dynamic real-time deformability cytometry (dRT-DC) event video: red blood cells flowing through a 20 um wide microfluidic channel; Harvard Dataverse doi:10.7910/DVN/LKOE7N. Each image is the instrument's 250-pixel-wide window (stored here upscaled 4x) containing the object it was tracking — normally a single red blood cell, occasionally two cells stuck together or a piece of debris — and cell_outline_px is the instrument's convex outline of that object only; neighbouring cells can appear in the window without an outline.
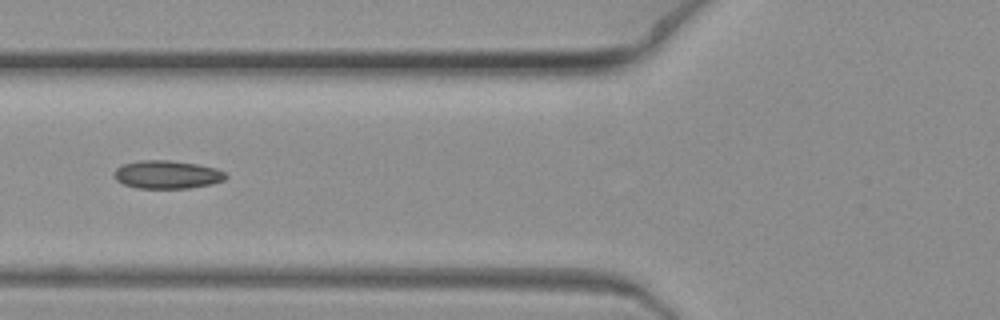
{"species": "common noctule bat (a hibernating species)", "species_latin": "Nyctalus noctula", "temperature_condition": "warm", "stored_images_in_passage": 7, "camera_frame_rate_fps": 3000, "um_per_image_px": 0.085, "animal": {"sex": "female", "body_mass_g": 19.3, "forearm_length_mm": 54.1}, "frame": {"image": 1, "passage_image": 3, "time_ms": 0.667, "image_size_px": [1000, 320], "cell_outline_px": [[228, 176], [224, 180], [212, 184], [188, 188], [136, 188], [124, 184], [116, 180], [112, 172], [116, 168], [124, 164], [140, 160], [168, 160], [196, 164], [216, 168], [224, 172]], "centroid_in_image_um": [14.19, 14.84], "position_along_channel_um": 111.6, "area_um2": 18.32}}
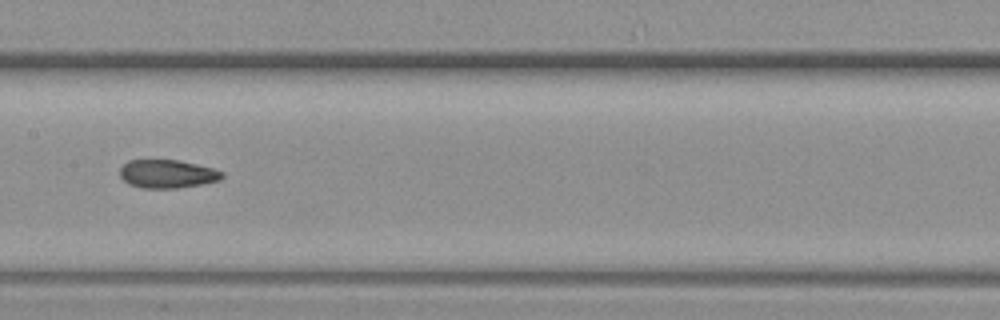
{"frame": {"image": 2, "passage_image": 5, "time_ms": 1.333, "image_size_px": [1000, 320], "cell_outline_px": [[224, 176], [220, 180], [200, 184], [176, 188], [140, 188], [128, 184], [120, 176], [120, 168], [128, 160], [176, 160], [196, 164], [212, 168], [224, 172]], "centroid_in_image_um": [14.2, 14.78], "position_along_channel_um": 193.2, "area_um2": 16.82}}
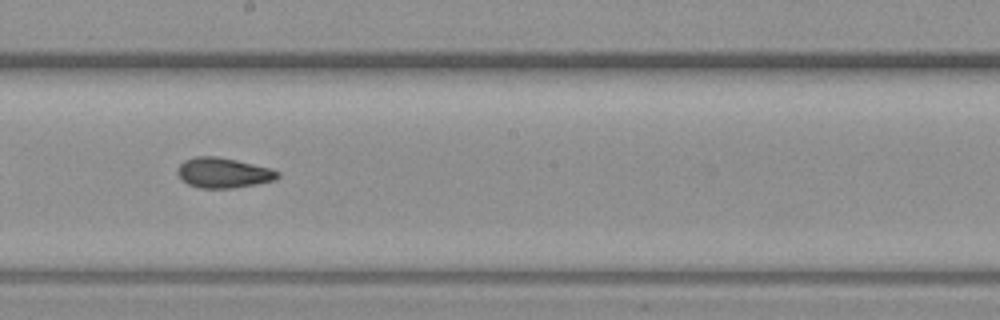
{"frame": {"image": 3, "passage_image": 6, "time_ms": 1.667, "image_size_px": [1000, 320], "cell_outline_px": [[280, 176], [276, 180], [256, 184], [232, 188], [200, 188], [188, 184], [176, 172], [180, 164], [184, 160], [196, 156], [216, 156], [236, 160], [272, 168], [280, 172]], "centroid_in_image_um": [19.02, 14.68], "position_along_channel_um": 229.2, "area_um2": 17.63}}